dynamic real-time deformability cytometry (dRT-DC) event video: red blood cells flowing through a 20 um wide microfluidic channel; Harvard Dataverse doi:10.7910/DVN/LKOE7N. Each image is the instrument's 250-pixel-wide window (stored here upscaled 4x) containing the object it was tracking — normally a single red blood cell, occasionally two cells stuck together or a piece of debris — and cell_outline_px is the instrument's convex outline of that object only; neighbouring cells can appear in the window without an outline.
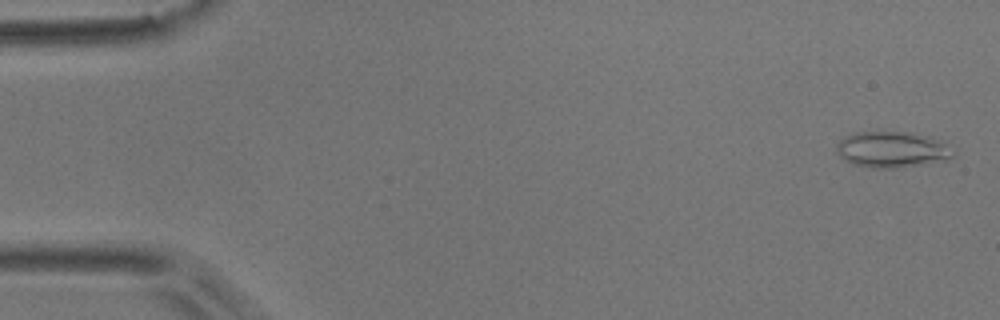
{"species": "common noctule bat (a hibernating species)", "species_latin": "Nyctalus noctula", "temperature_condition": "room temperature", "stored_images_in_passage": 6, "camera_frame_rate_fps": 3000, "um_per_image_px": 0.085, "animal": {"sex": "male", "body_mass_g": 17.9}, "frame": {"image": 1, "passage_image": 1, "time_ms": 0.0, "image_size_px": [1000, 320], "cell_outline_px": [[956, 156], [948, 160], [896, 168], [872, 168], [852, 164], [844, 160], [836, 152], [836, 144], [844, 136], [856, 132], [912, 132], [932, 136], [940, 140]], "centroid_in_image_um": [75.8, 12.71], "position_along_channel_um": 9.2, "area_um2": 24.68}}